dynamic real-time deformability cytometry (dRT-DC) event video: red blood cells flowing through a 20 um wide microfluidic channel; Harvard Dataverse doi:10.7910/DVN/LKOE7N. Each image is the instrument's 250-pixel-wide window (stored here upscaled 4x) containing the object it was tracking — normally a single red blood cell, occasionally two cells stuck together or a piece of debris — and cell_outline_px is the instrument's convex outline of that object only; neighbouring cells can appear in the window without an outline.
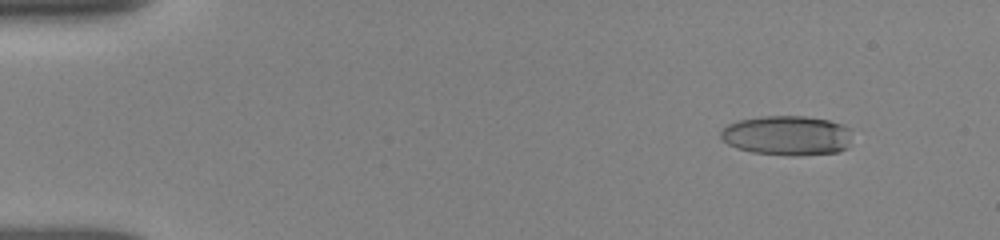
{"species": "human", "species_latin": "Homo sapiens", "temperature_condition": "room temperature", "stored_images_in_passage": 57, "camera_frame_rate_fps": 3000, "um_per_image_px": 0.085, "donor": {"sex": "female"}, "frame": {"image": 1, "passage_image": 9, "time_ms": 1.667, "image_size_px": [1000, 240], "cell_outline_px": [[852, 128], [848, 148], [836, 152], [796, 156], [788, 156], [752, 152], [736, 148], [728, 144], [720, 136], [720, 132], [728, 124], [736, 120], [760, 116], [804, 116], [828, 120]], "centroid_in_image_um": [66.9, 11.52], "position_along_channel_um": 18.1, "area_um2": 30.69}}
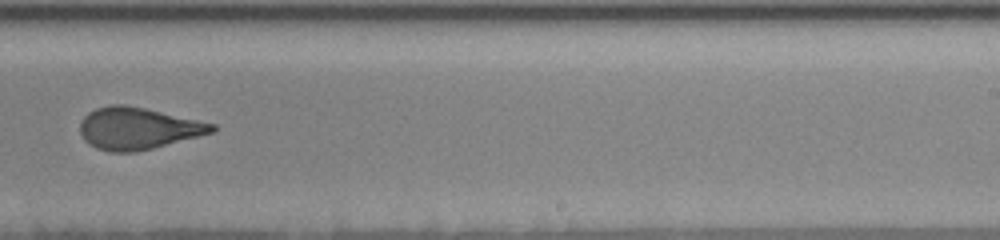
{"frame": {"image": 2, "passage_image": 31, "time_ms": 11.0, "image_size_px": [1000, 240], "cell_outline_px": [[216, 132], [136, 152], [108, 152], [96, 148], [84, 140], [80, 132], [80, 124], [84, 116], [88, 112], [96, 108], [112, 104], [124, 104], [144, 108], [216, 124]], "centroid_in_image_um": [11.72, 10.92], "position_along_channel_um": 277.3, "area_um2": 32.19}}
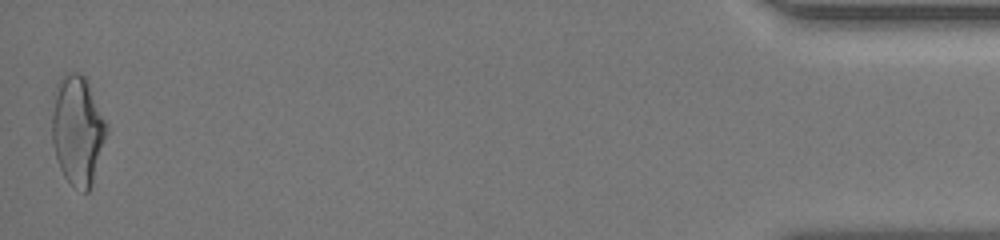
{"frame": {"image": 3, "passage_image": 57, "time_ms": 17.0, "image_size_px": [1000, 240], "cell_outline_px": [[108, 128], [92, 180], [88, 192], [84, 192], [72, 184], [64, 176], [60, 168], [52, 144], [52, 112], [56, 84], [60, 76], [68, 72], [80, 72], [84, 76], [88, 84]], "centroid_in_image_um": [6.55, 11.02], "position_along_channel_um": 428.7, "area_um2": 33.99}, "authors_computed_cell_mechanics": {"area_um2": 32.1368, "velocity_mm_per_s": 3.918, "shape_relaxation_time_tau1_ms": 4.9758, "shape_relaxation_time_tau2_ms": 1.3162, "deformation_change_tau1": 0.2022, "deformation_change_tau2": 0.0937}}